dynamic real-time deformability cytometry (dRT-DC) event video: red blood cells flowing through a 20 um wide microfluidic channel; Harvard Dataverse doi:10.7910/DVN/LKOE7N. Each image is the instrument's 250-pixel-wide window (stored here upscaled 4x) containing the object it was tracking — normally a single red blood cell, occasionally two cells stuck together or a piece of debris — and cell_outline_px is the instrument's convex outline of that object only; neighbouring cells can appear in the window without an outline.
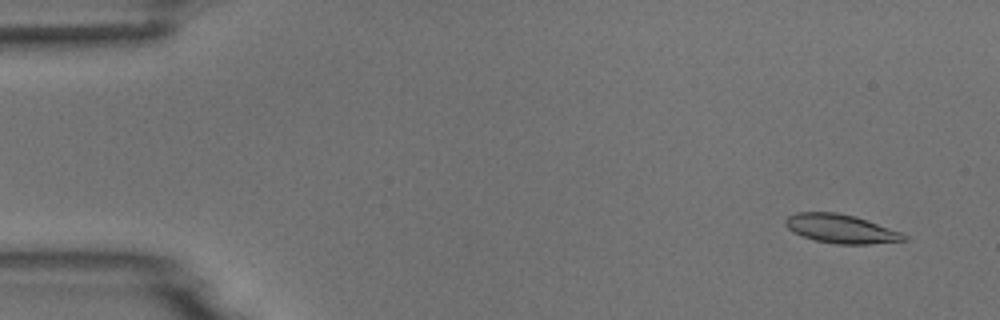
{"species": "common noctule bat (a hibernating species)", "species_latin": "Nyctalus noctula", "temperature_condition": "room temperature", "stored_images_in_passage": 5, "camera_frame_rate_fps": 3000, "um_per_image_px": 0.085, "animal": {"sex": "male", "body_mass_g": 18.8}, "frame": {"image": 1, "passage_image": 2, "time_ms": 1.0, "image_size_px": [1000, 320], "cell_outline_px": [[908, 240], [868, 244], [836, 244], [816, 240], [792, 232], [784, 224], [784, 220], [788, 216], [796, 212], [836, 212], [856, 216], [900, 232], [908, 236]], "centroid_in_image_um": [71.46, 19.44], "position_along_channel_um": 13.5, "area_um2": 19.83}}
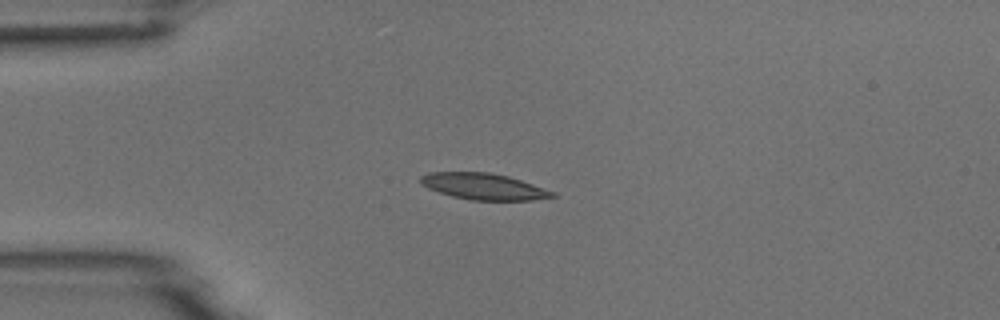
{"frame": {"image": 2, "passage_image": 5, "time_ms": 4.333, "image_size_px": [1000, 320], "cell_outline_px": [[556, 196], [532, 200], [472, 200], [452, 196], [428, 188], [420, 184], [420, 176], [428, 172], [488, 172], [508, 176], [556, 192]], "centroid_in_image_um": [41.09, 15.84], "position_along_channel_um": 43.9, "area_um2": 20.11}}